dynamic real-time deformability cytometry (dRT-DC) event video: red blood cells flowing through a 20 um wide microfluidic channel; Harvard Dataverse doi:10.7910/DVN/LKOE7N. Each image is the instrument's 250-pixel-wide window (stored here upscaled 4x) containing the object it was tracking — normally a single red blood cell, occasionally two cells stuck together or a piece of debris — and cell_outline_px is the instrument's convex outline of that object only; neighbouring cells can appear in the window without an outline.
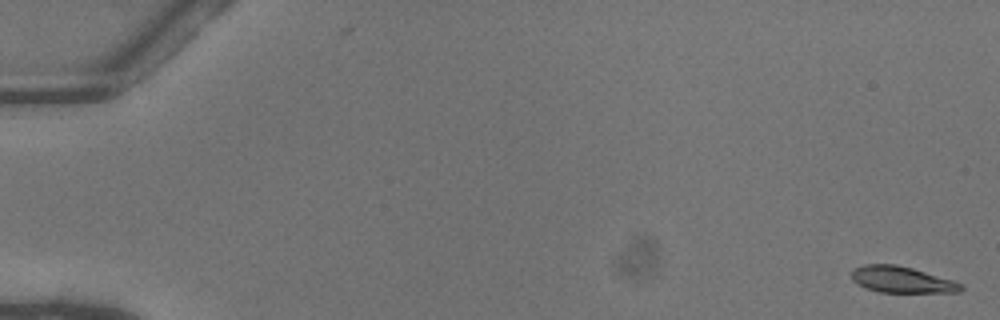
{"species": "common noctule bat (a hibernating species)", "species_latin": "Nyctalus noctula", "temperature_condition": "warm", "stored_images_in_passage": 53, "camera_frame_rate_fps": 3000, "um_per_image_px": 0.085, "animal": {"sex": "female"}, "frame": {"image": 1, "passage_image": 1, "time_ms": 0.0, "image_size_px": [1000, 320], "cell_outline_px": [[964, 288], [960, 292], [880, 292], [856, 284], [852, 280], [852, 268], [864, 264], [896, 264], [912, 268], [952, 280], [964, 284]], "centroid_in_image_um": [76.64, 23.76], "position_along_channel_um": 8.4, "area_um2": 16.76}}
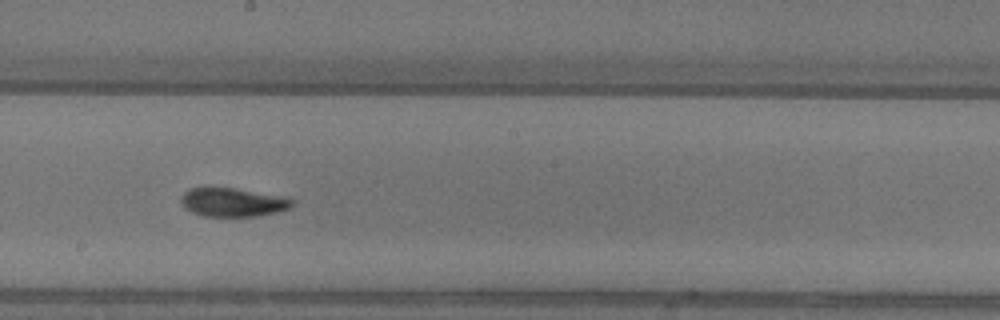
{"frame": {"image": 2, "passage_image": 30, "time_ms": 9.667, "image_size_px": [1000, 320], "cell_outline_px": [[292, 204], [288, 208], [276, 212], [256, 216], [204, 216], [192, 212], [184, 208], [180, 200], [184, 192], [192, 188], [208, 184], [284, 196], [292, 200]], "centroid_in_image_um": [19.7, 17.15], "position_along_channel_um": 228.5, "area_um2": 18.9}}
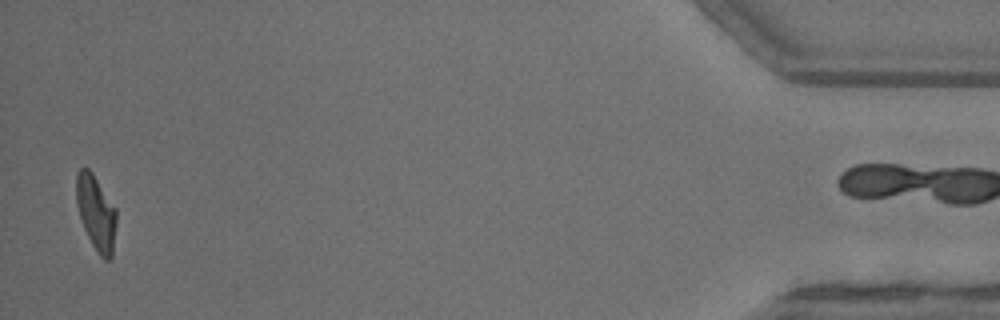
{"frame": {"image": 3, "passage_image": 51, "time_ms": 16.667, "image_size_px": [1000, 320], "cell_outline_px": [[116, 224], [112, 256], [108, 260], [104, 260], [100, 256], [92, 244], [84, 228], [76, 204], [76, 176], [80, 168], [88, 168], [92, 172], [116, 208]], "centroid_in_image_um": [8.17, 18.08], "position_along_channel_um": 427.0, "area_um2": 17.4}}